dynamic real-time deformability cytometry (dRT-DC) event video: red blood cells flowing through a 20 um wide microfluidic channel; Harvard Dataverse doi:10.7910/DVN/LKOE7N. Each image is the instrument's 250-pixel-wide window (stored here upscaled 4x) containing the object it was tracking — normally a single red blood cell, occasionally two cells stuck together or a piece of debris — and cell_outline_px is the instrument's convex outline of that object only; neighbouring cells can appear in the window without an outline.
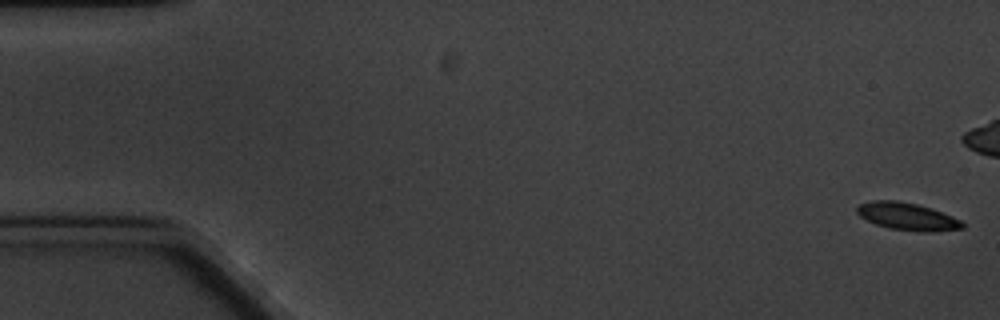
{"species": "common noctule bat (a hibernating species)", "species_latin": "Nyctalus noctula", "temperature_condition": "cold", "stored_images_in_passage": 9, "camera_frame_rate_fps": 3000, "um_per_image_px": 0.085, "animal": {"sex": "male", "body_mass_g": 20.1, "forearm_length_mm": 53.5}, "frame": {"image": 1, "passage_image": 1, "time_ms": 0.0, "image_size_px": [1000, 320], "cell_outline_px": [[964, 228], [932, 232], [920, 232], [888, 228], [876, 224], [860, 216], [856, 212], [856, 208], [860, 204], [872, 200], [896, 200], [916, 204], [932, 208], [952, 216], [960, 220], [964, 224]], "centroid_in_image_um": [77.12, 18.4], "position_along_channel_um": 7.9, "area_um2": 16.88}}